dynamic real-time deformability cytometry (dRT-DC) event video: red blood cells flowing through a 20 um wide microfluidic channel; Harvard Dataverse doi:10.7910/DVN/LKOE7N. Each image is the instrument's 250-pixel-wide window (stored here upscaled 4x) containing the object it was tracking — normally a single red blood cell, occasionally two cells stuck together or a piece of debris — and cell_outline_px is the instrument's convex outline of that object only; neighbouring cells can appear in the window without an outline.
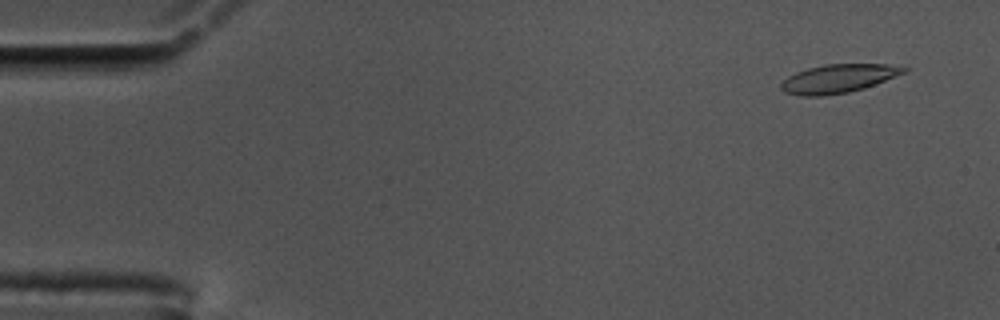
{"species": "common noctule bat (a hibernating species)", "species_latin": "Nyctalus noctula", "temperature_condition": "cold", "stored_images_in_passage": 58, "camera_frame_rate_fps": 3000, "um_per_image_px": 0.085, "animal": {"sex": "male", "body_mass_g": 17.5, "forearm_length_mm": 52.3}, "frame": {"image": 1, "passage_image": 4, "time_ms": 1.0, "image_size_px": [1000, 320], "cell_outline_px": [[908, 72], [864, 88], [848, 92], [824, 96], [800, 96], [784, 92], [780, 88], [780, 84], [788, 76], [796, 72], [808, 68], [824, 64], [888, 64], [908, 68]], "centroid_in_image_um": [71.25, 6.68], "position_along_channel_um": 13.7, "area_um2": 20.52}}
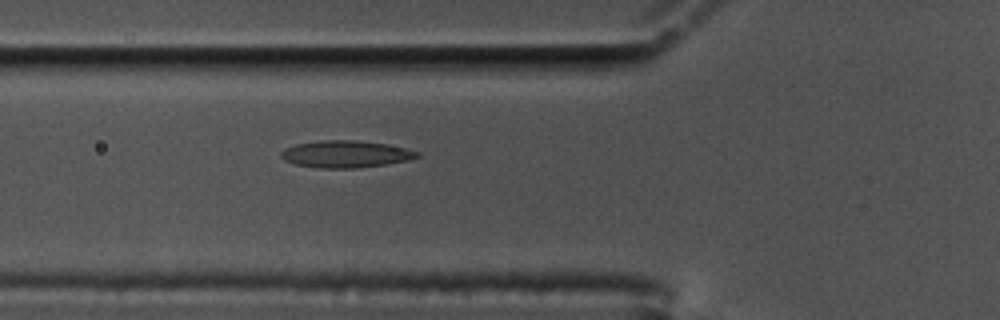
{"frame": {"image": 2, "passage_image": 21, "time_ms": 6.667, "image_size_px": [1000, 320], "cell_outline_px": [[420, 156], [408, 160], [384, 164], [356, 168], [320, 168], [296, 164], [284, 160], [280, 156], [280, 152], [284, 148], [296, 144], [324, 140], [356, 140], [388, 144], [420, 152]], "centroid_in_image_um": [29.37, 13.09], "position_along_channel_um": 96.4, "area_um2": 21.33}}
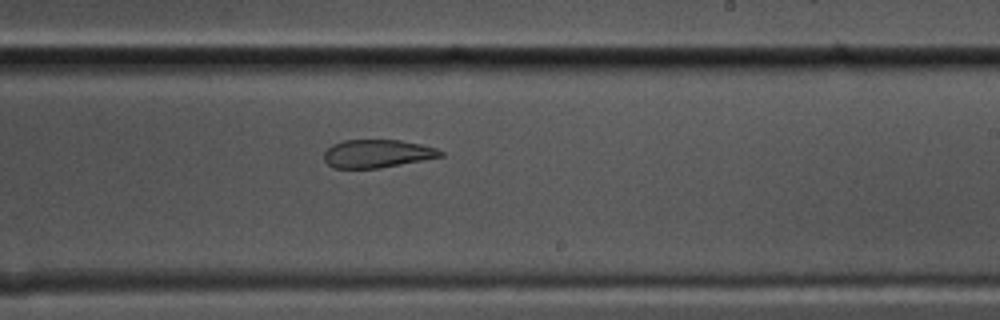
{"frame": {"image": 3, "passage_image": 35, "time_ms": 11.333, "image_size_px": [1000, 320], "cell_outline_px": [[444, 156], [380, 168], [332, 168], [324, 160], [324, 152], [332, 144], [344, 140], [400, 140], [420, 144], [436, 148], [444, 152]], "centroid_in_image_um": [32.05, 13.06], "position_along_channel_um": 256.9, "area_um2": 19.07}, "authors_computed_cell_mechanics": {"area_um2": 20.7791, "velocity_mm_per_s": 3.4378, "shape_relaxation_time_tau1_ms": null, "shape_relaxation_time_tau2_ms": 2.3037, "deformation_change_tau1": null, "deformation_change_tau2": 0.0909}}